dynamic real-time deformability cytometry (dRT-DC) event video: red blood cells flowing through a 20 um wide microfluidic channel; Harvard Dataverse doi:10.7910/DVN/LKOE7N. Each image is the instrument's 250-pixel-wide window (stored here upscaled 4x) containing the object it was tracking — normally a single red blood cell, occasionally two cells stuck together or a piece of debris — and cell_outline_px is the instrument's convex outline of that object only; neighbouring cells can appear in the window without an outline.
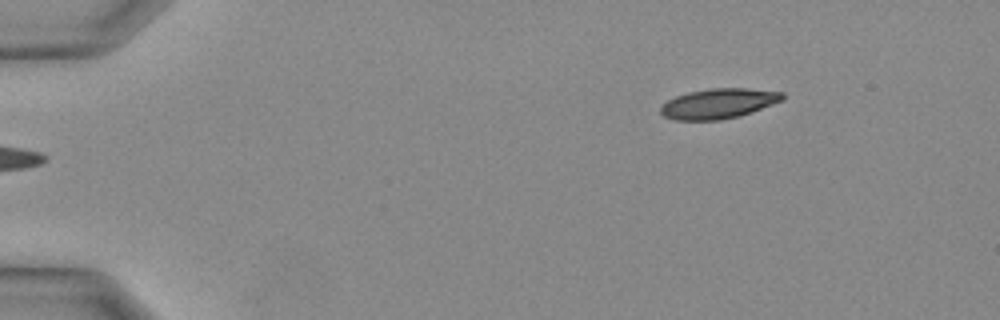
{"species": "Egyptian fruit bat (a non-hibernating species)", "species_latin": "Rousettus aegyptiacus", "temperature_condition": "warm", "stored_images_in_passage": 30, "camera_frame_rate_fps": 3000, "um_per_image_px": 0.085, "animal": {"sex": "female"}, "frame": {"image": 1, "passage_image": 1, "time_ms": 0.0, "image_size_px": [1000, 320], "cell_outline_px": [[784, 100], [752, 112], [740, 116], [720, 120], [676, 120], [664, 116], [660, 112], [660, 108], [668, 100], [676, 96], [688, 92], [708, 88], [748, 88], [784, 92]], "centroid_in_image_um": [61.11, 8.8], "position_along_channel_um": 23.9, "area_um2": 21.44}}
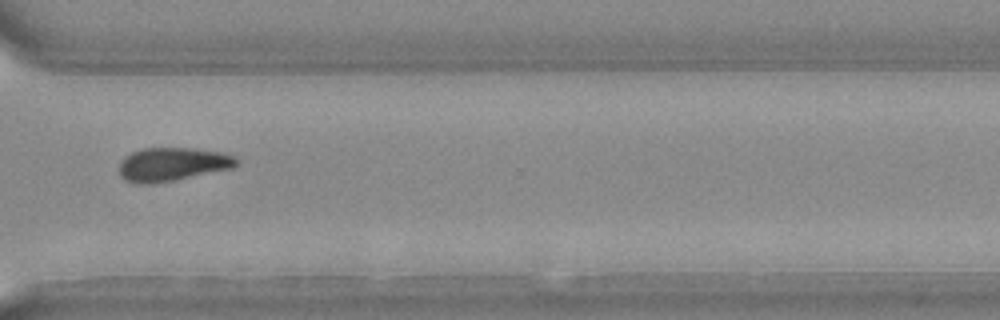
{"frame": {"image": 2, "passage_image": 22, "time_ms": 7.0, "image_size_px": [1000, 320], "cell_outline_px": [[240, 160], [232, 168], [152, 184], [132, 184], [124, 180], [120, 176], [120, 160], [124, 156], [132, 152], [144, 148], [192, 148], [220, 152], [236, 156]], "centroid_in_image_um": [14.61, 13.96], "position_along_channel_um": 356.0, "area_um2": 22.95}}
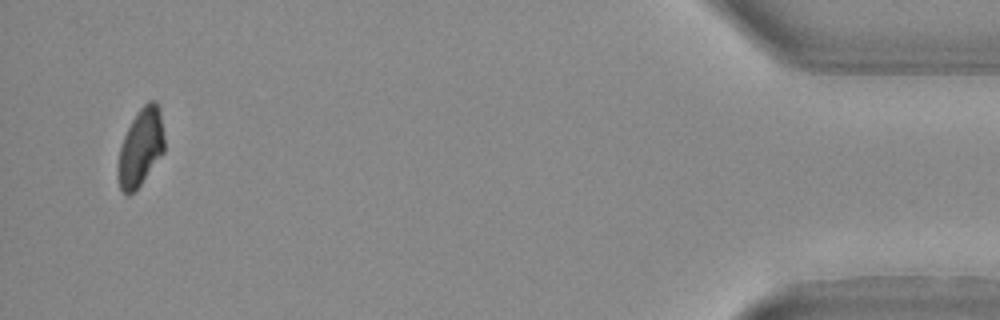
{"frame": {"image": 3, "passage_image": 29, "time_ms": 9.333, "image_size_px": [1000, 320], "cell_outline_px": [[164, 152], [140, 184], [128, 196], [120, 188], [116, 176], [116, 168], [120, 148], [124, 136], [136, 112], [148, 100], [156, 100], [160, 108], [164, 136]], "centroid_in_image_um": [11.95, 12.5], "position_along_channel_um": 423.3, "area_um2": 21.04}}